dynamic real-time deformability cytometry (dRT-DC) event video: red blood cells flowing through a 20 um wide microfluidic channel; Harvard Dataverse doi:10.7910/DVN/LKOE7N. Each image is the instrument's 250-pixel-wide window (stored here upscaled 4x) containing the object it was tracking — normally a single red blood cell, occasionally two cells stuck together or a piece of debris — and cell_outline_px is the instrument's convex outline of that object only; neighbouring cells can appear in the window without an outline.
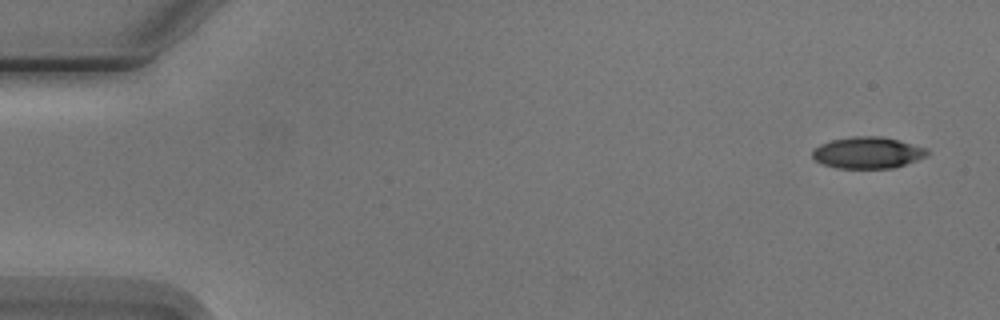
{"species": "Egyptian fruit bat (a non-hibernating species)", "species_latin": "Rousettus aegyptiacus", "temperature_condition": "cold", "stored_images_in_passage": 5, "camera_frame_rate_fps": 3000, "um_per_image_px": 0.085, "animal": {"sex": "male"}, "frame": {"image": 1, "passage_image": 1, "time_ms": 0.0, "image_size_px": [1000, 320], "cell_outline_px": [[928, 156], [892, 168], [836, 168], [820, 164], [812, 156], [812, 148], [820, 144], [832, 140], [852, 136], [880, 136], [928, 148]], "centroid_in_image_um": [73.71, 12.98], "position_along_channel_um": 11.3, "area_um2": 21.1}}
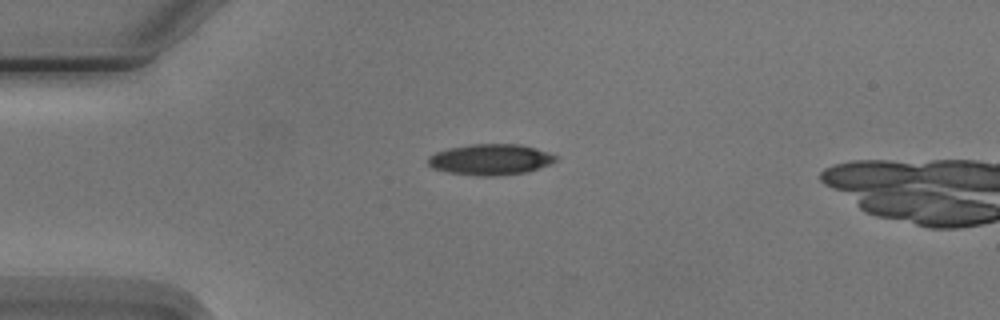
{"frame": {"image": 2, "passage_image": 4, "time_ms": 3.667, "image_size_px": [1000, 320], "cell_outline_px": [[556, 160], [552, 164], [528, 172], [492, 176], [480, 176], [448, 172], [432, 168], [428, 164], [428, 156], [436, 152], [448, 148], [472, 144], [516, 144], [548, 152], [556, 156]], "centroid_in_image_um": [41.67, 13.56], "position_along_channel_um": 43.3, "area_um2": 22.89}}